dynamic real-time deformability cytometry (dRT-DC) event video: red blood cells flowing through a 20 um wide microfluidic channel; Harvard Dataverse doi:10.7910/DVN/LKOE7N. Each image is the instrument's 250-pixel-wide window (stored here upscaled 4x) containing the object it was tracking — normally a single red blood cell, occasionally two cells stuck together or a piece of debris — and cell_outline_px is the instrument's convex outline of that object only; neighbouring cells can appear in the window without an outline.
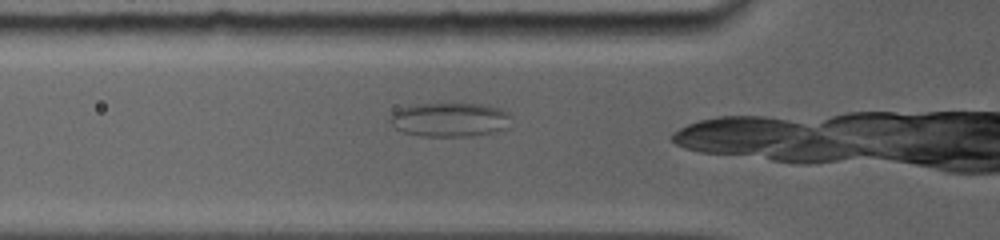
{"species": "common noctule bat (a hibernating species)", "species_latin": "Nyctalus noctula", "temperature_condition": "room temperature", "stored_images_in_passage": 21, "camera_frame_rate_fps": 5000, "um_per_image_px": 0.085, "animal": {"sex": "female", "body_mass_g": 19.0, "forearm_length_mm": 56.7}, "frame": {"image": 1, "passage_image": 4, "time_ms": 0.6, "image_size_px": [1000, 240], "cell_outline_px": [[508, 128], [492, 132], [472, 136], [420, 136], [404, 132], [396, 128], [388, 120], [392, 112], [400, 108], [416, 104], [488, 104], [500, 108], [508, 112]], "centroid_in_image_um": [38.21, 10.17], "position_along_channel_um": 87.6, "area_um2": 24.04}}